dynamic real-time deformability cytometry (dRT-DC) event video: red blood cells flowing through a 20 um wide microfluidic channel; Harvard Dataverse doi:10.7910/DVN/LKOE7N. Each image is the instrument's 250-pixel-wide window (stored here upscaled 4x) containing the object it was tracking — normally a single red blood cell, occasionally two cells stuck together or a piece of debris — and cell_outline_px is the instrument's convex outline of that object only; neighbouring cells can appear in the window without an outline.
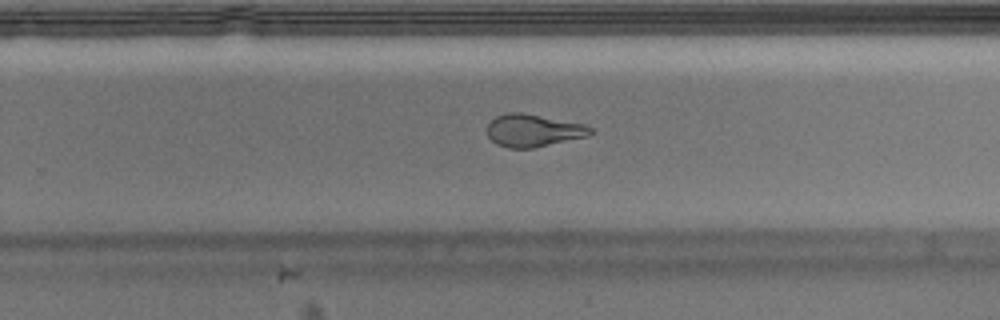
{"species": "Egyptian fruit bat (a non-hibernating species)", "species_latin": "Rousettus aegyptiacus", "temperature_condition": "warm", "stored_images_in_passage": 36, "camera_frame_rate_fps": 3000, "um_per_image_px": 0.085, "animal": {"sex": "male"}, "frame": {"image": 1, "passage_image": 21, "time_ms": 6.667, "image_size_px": [1000, 320], "cell_outline_px": [[592, 132], [588, 136], [532, 148], [508, 148], [496, 144], [488, 136], [488, 124], [496, 116], [508, 112], [520, 112], [588, 124], [592, 128]], "centroid_in_image_um": [45.35, 11.08], "position_along_channel_um": 284.5, "area_um2": 19.59}}
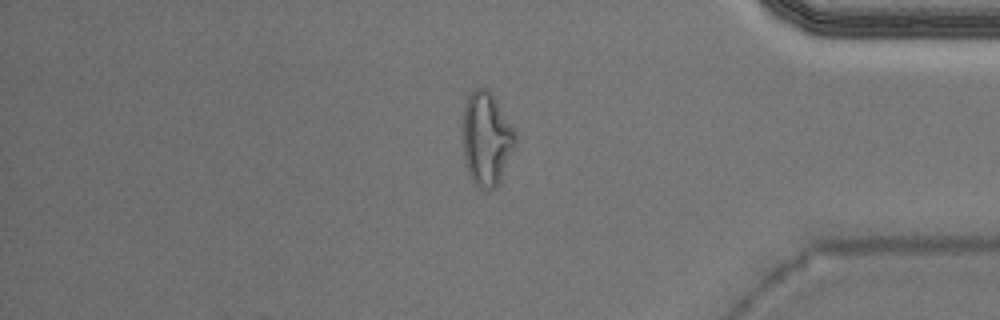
{"frame": {"image": 2, "passage_image": 31, "time_ms": 10.0, "image_size_px": [1000, 320], "cell_outline_px": [[516, 144], [500, 180], [492, 188], [480, 188], [472, 180], [464, 164], [460, 124], [464, 108], [468, 96], [476, 88], [488, 88], [496, 100], [516, 132]], "centroid_in_image_um": [41.3, 11.77], "position_along_channel_um": 393.9, "area_um2": 28.96}}